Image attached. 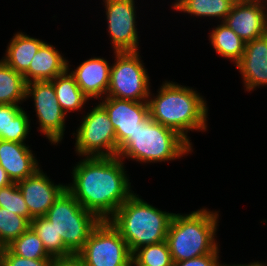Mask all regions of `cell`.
<instances>
[{
	"instance_id": "cell-17",
	"label": "cell",
	"mask_w": 267,
	"mask_h": 266,
	"mask_svg": "<svg viewBox=\"0 0 267 266\" xmlns=\"http://www.w3.org/2000/svg\"><path fill=\"white\" fill-rule=\"evenodd\" d=\"M0 165L13 183L32 176L38 169L37 159L26 143L0 139Z\"/></svg>"
},
{
	"instance_id": "cell-5",
	"label": "cell",
	"mask_w": 267,
	"mask_h": 266,
	"mask_svg": "<svg viewBox=\"0 0 267 266\" xmlns=\"http://www.w3.org/2000/svg\"><path fill=\"white\" fill-rule=\"evenodd\" d=\"M182 136L148 116L131 137L118 149L120 159L131 158L143 163L171 161L191 153Z\"/></svg>"
},
{
	"instance_id": "cell-23",
	"label": "cell",
	"mask_w": 267,
	"mask_h": 266,
	"mask_svg": "<svg viewBox=\"0 0 267 266\" xmlns=\"http://www.w3.org/2000/svg\"><path fill=\"white\" fill-rule=\"evenodd\" d=\"M177 11L200 17H218L225 20L237 0H175Z\"/></svg>"
},
{
	"instance_id": "cell-7",
	"label": "cell",
	"mask_w": 267,
	"mask_h": 266,
	"mask_svg": "<svg viewBox=\"0 0 267 266\" xmlns=\"http://www.w3.org/2000/svg\"><path fill=\"white\" fill-rule=\"evenodd\" d=\"M115 63L110 69V83L105 97L148 101L152 95L149 76L142 64L139 51L115 52Z\"/></svg>"
},
{
	"instance_id": "cell-2",
	"label": "cell",
	"mask_w": 267,
	"mask_h": 266,
	"mask_svg": "<svg viewBox=\"0 0 267 266\" xmlns=\"http://www.w3.org/2000/svg\"><path fill=\"white\" fill-rule=\"evenodd\" d=\"M152 97L147 101L150 118L176 131L191 146L188 131L207 130L208 107L194 89L165 81Z\"/></svg>"
},
{
	"instance_id": "cell-18",
	"label": "cell",
	"mask_w": 267,
	"mask_h": 266,
	"mask_svg": "<svg viewBox=\"0 0 267 266\" xmlns=\"http://www.w3.org/2000/svg\"><path fill=\"white\" fill-rule=\"evenodd\" d=\"M68 60L54 46L44 43L30 62L28 71L23 75L26 83L51 81L67 70Z\"/></svg>"
},
{
	"instance_id": "cell-33",
	"label": "cell",
	"mask_w": 267,
	"mask_h": 266,
	"mask_svg": "<svg viewBox=\"0 0 267 266\" xmlns=\"http://www.w3.org/2000/svg\"><path fill=\"white\" fill-rule=\"evenodd\" d=\"M13 182L9 178L5 169L0 165V188L7 187L11 185Z\"/></svg>"
},
{
	"instance_id": "cell-35",
	"label": "cell",
	"mask_w": 267,
	"mask_h": 266,
	"mask_svg": "<svg viewBox=\"0 0 267 266\" xmlns=\"http://www.w3.org/2000/svg\"><path fill=\"white\" fill-rule=\"evenodd\" d=\"M255 1H257L258 3H260L265 9L267 8L266 7L267 0H255Z\"/></svg>"
},
{
	"instance_id": "cell-3",
	"label": "cell",
	"mask_w": 267,
	"mask_h": 266,
	"mask_svg": "<svg viewBox=\"0 0 267 266\" xmlns=\"http://www.w3.org/2000/svg\"><path fill=\"white\" fill-rule=\"evenodd\" d=\"M173 214L159 210L133 193L108 221L133 254L138 248L165 241Z\"/></svg>"
},
{
	"instance_id": "cell-28",
	"label": "cell",
	"mask_w": 267,
	"mask_h": 266,
	"mask_svg": "<svg viewBox=\"0 0 267 266\" xmlns=\"http://www.w3.org/2000/svg\"><path fill=\"white\" fill-rule=\"evenodd\" d=\"M30 227L26 217L0 207V248L8 246Z\"/></svg>"
},
{
	"instance_id": "cell-25",
	"label": "cell",
	"mask_w": 267,
	"mask_h": 266,
	"mask_svg": "<svg viewBox=\"0 0 267 266\" xmlns=\"http://www.w3.org/2000/svg\"><path fill=\"white\" fill-rule=\"evenodd\" d=\"M30 227L41 239L46 252L53 258H68L74 254L64 245L60 235H57L53 223L43 217L33 218Z\"/></svg>"
},
{
	"instance_id": "cell-36",
	"label": "cell",
	"mask_w": 267,
	"mask_h": 266,
	"mask_svg": "<svg viewBox=\"0 0 267 266\" xmlns=\"http://www.w3.org/2000/svg\"><path fill=\"white\" fill-rule=\"evenodd\" d=\"M129 266H138L133 260H131V263Z\"/></svg>"
},
{
	"instance_id": "cell-37",
	"label": "cell",
	"mask_w": 267,
	"mask_h": 266,
	"mask_svg": "<svg viewBox=\"0 0 267 266\" xmlns=\"http://www.w3.org/2000/svg\"><path fill=\"white\" fill-rule=\"evenodd\" d=\"M259 266H267V265L259 262Z\"/></svg>"
},
{
	"instance_id": "cell-8",
	"label": "cell",
	"mask_w": 267,
	"mask_h": 266,
	"mask_svg": "<svg viewBox=\"0 0 267 266\" xmlns=\"http://www.w3.org/2000/svg\"><path fill=\"white\" fill-rule=\"evenodd\" d=\"M83 266H129L132 260L126 241L109 221H100L76 254Z\"/></svg>"
},
{
	"instance_id": "cell-22",
	"label": "cell",
	"mask_w": 267,
	"mask_h": 266,
	"mask_svg": "<svg viewBox=\"0 0 267 266\" xmlns=\"http://www.w3.org/2000/svg\"><path fill=\"white\" fill-rule=\"evenodd\" d=\"M209 36L212 47L219 55L235 64L241 59L246 43L224 22L217 25Z\"/></svg>"
},
{
	"instance_id": "cell-9",
	"label": "cell",
	"mask_w": 267,
	"mask_h": 266,
	"mask_svg": "<svg viewBox=\"0 0 267 266\" xmlns=\"http://www.w3.org/2000/svg\"><path fill=\"white\" fill-rule=\"evenodd\" d=\"M76 130L75 151L83 157L117 156L116 134L105 108L98 104Z\"/></svg>"
},
{
	"instance_id": "cell-26",
	"label": "cell",
	"mask_w": 267,
	"mask_h": 266,
	"mask_svg": "<svg viewBox=\"0 0 267 266\" xmlns=\"http://www.w3.org/2000/svg\"><path fill=\"white\" fill-rule=\"evenodd\" d=\"M6 247L13 254L22 258L30 260H54V258L46 252L41 239L31 227Z\"/></svg>"
},
{
	"instance_id": "cell-24",
	"label": "cell",
	"mask_w": 267,
	"mask_h": 266,
	"mask_svg": "<svg viewBox=\"0 0 267 266\" xmlns=\"http://www.w3.org/2000/svg\"><path fill=\"white\" fill-rule=\"evenodd\" d=\"M26 84L22 74L0 60V104L18 105L26 101Z\"/></svg>"
},
{
	"instance_id": "cell-15",
	"label": "cell",
	"mask_w": 267,
	"mask_h": 266,
	"mask_svg": "<svg viewBox=\"0 0 267 266\" xmlns=\"http://www.w3.org/2000/svg\"><path fill=\"white\" fill-rule=\"evenodd\" d=\"M236 67L247 91L267 85V34L246 43Z\"/></svg>"
},
{
	"instance_id": "cell-31",
	"label": "cell",
	"mask_w": 267,
	"mask_h": 266,
	"mask_svg": "<svg viewBox=\"0 0 267 266\" xmlns=\"http://www.w3.org/2000/svg\"><path fill=\"white\" fill-rule=\"evenodd\" d=\"M219 253L205 254L189 260L173 263V266H223L219 261Z\"/></svg>"
},
{
	"instance_id": "cell-21",
	"label": "cell",
	"mask_w": 267,
	"mask_h": 266,
	"mask_svg": "<svg viewBox=\"0 0 267 266\" xmlns=\"http://www.w3.org/2000/svg\"><path fill=\"white\" fill-rule=\"evenodd\" d=\"M69 63L67 70L51 80L56 98L62 110L66 113L82 109L87 100H89L81 91L75 78L69 73Z\"/></svg>"
},
{
	"instance_id": "cell-27",
	"label": "cell",
	"mask_w": 267,
	"mask_h": 266,
	"mask_svg": "<svg viewBox=\"0 0 267 266\" xmlns=\"http://www.w3.org/2000/svg\"><path fill=\"white\" fill-rule=\"evenodd\" d=\"M138 266H173V259L167 241L138 248L132 254Z\"/></svg>"
},
{
	"instance_id": "cell-14",
	"label": "cell",
	"mask_w": 267,
	"mask_h": 266,
	"mask_svg": "<svg viewBox=\"0 0 267 266\" xmlns=\"http://www.w3.org/2000/svg\"><path fill=\"white\" fill-rule=\"evenodd\" d=\"M50 180L39 168L32 176L17 182L30 213V222L33 218L45 216L66 189V185H54Z\"/></svg>"
},
{
	"instance_id": "cell-34",
	"label": "cell",
	"mask_w": 267,
	"mask_h": 266,
	"mask_svg": "<svg viewBox=\"0 0 267 266\" xmlns=\"http://www.w3.org/2000/svg\"><path fill=\"white\" fill-rule=\"evenodd\" d=\"M223 266H232V265H228V264H223ZM233 266H259V261H257V262H251V263H248V264H238V265H236V264H234Z\"/></svg>"
},
{
	"instance_id": "cell-30",
	"label": "cell",
	"mask_w": 267,
	"mask_h": 266,
	"mask_svg": "<svg viewBox=\"0 0 267 266\" xmlns=\"http://www.w3.org/2000/svg\"><path fill=\"white\" fill-rule=\"evenodd\" d=\"M53 261L30 260L13 254L7 247L0 248V266H52Z\"/></svg>"
},
{
	"instance_id": "cell-10",
	"label": "cell",
	"mask_w": 267,
	"mask_h": 266,
	"mask_svg": "<svg viewBox=\"0 0 267 266\" xmlns=\"http://www.w3.org/2000/svg\"><path fill=\"white\" fill-rule=\"evenodd\" d=\"M25 97L34 100L39 130L52 144H58L63 139L66 114L58 103L52 82H28Z\"/></svg>"
},
{
	"instance_id": "cell-20",
	"label": "cell",
	"mask_w": 267,
	"mask_h": 266,
	"mask_svg": "<svg viewBox=\"0 0 267 266\" xmlns=\"http://www.w3.org/2000/svg\"><path fill=\"white\" fill-rule=\"evenodd\" d=\"M30 120L19 105L0 104V139L24 143L29 134Z\"/></svg>"
},
{
	"instance_id": "cell-19",
	"label": "cell",
	"mask_w": 267,
	"mask_h": 266,
	"mask_svg": "<svg viewBox=\"0 0 267 266\" xmlns=\"http://www.w3.org/2000/svg\"><path fill=\"white\" fill-rule=\"evenodd\" d=\"M44 43L42 40L18 32L10 41L2 60L17 73L24 75L34 55Z\"/></svg>"
},
{
	"instance_id": "cell-11",
	"label": "cell",
	"mask_w": 267,
	"mask_h": 266,
	"mask_svg": "<svg viewBox=\"0 0 267 266\" xmlns=\"http://www.w3.org/2000/svg\"><path fill=\"white\" fill-rule=\"evenodd\" d=\"M108 33L115 52L138 51L134 0H104Z\"/></svg>"
},
{
	"instance_id": "cell-13",
	"label": "cell",
	"mask_w": 267,
	"mask_h": 266,
	"mask_svg": "<svg viewBox=\"0 0 267 266\" xmlns=\"http://www.w3.org/2000/svg\"><path fill=\"white\" fill-rule=\"evenodd\" d=\"M223 22L245 43L267 34V12L255 0H237Z\"/></svg>"
},
{
	"instance_id": "cell-29",
	"label": "cell",
	"mask_w": 267,
	"mask_h": 266,
	"mask_svg": "<svg viewBox=\"0 0 267 266\" xmlns=\"http://www.w3.org/2000/svg\"><path fill=\"white\" fill-rule=\"evenodd\" d=\"M0 207L6 208L19 216L26 217L30 221L27 204L17 183L0 188Z\"/></svg>"
},
{
	"instance_id": "cell-6",
	"label": "cell",
	"mask_w": 267,
	"mask_h": 266,
	"mask_svg": "<svg viewBox=\"0 0 267 266\" xmlns=\"http://www.w3.org/2000/svg\"><path fill=\"white\" fill-rule=\"evenodd\" d=\"M51 223L64 245L76 255L85 245L92 230L100 220L84 209L65 189L44 216Z\"/></svg>"
},
{
	"instance_id": "cell-16",
	"label": "cell",
	"mask_w": 267,
	"mask_h": 266,
	"mask_svg": "<svg viewBox=\"0 0 267 266\" xmlns=\"http://www.w3.org/2000/svg\"><path fill=\"white\" fill-rule=\"evenodd\" d=\"M110 69L111 65L109 66L107 60L94 57L82 62L74 71L69 72L88 99H102V95H107Z\"/></svg>"
},
{
	"instance_id": "cell-4",
	"label": "cell",
	"mask_w": 267,
	"mask_h": 266,
	"mask_svg": "<svg viewBox=\"0 0 267 266\" xmlns=\"http://www.w3.org/2000/svg\"><path fill=\"white\" fill-rule=\"evenodd\" d=\"M218 213L198 209L191 214H173L166 241L173 262H181L210 253H219L216 237Z\"/></svg>"
},
{
	"instance_id": "cell-1",
	"label": "cell",
	"mask_w": 267,
	"mask_h": 266,
	"mask_svg": "<svg viewBox=\"0 0 267 266\" xmlns=\"http://www.w3.org/2000/svg\"><path fill=\"white\" fill-rule=\"evenodd\" d=\"M123 164L118 156L85 157L74 166L66 189L84 209L108 221L134 193Z\"/></svg>"
},
{
	"instance_id": "cell-12",
	"label": "cell",
	"mask_w": 267,
	"mask_h": 266,
	"mask_svg": "<svg viewBox=\"0 0 267 266\" xmlns=\"http://www.w3.org/2000/svg\"><path fill=\"white\" fill-rule=\"evenodd\" d=\"M100 104L105 108L116 134L118 149L133 135L149 116L148 102L105 97Z\"/></svg>"
},
{
	"instance_id": "cell-32",
	"label": "cell",
	"mask_w": 267,
	"mask_h": 266,
	"mask_svg": "<svg viewBox=\"0 0 267 266\" xmlns=\"http://www.w3.org/2000/svg\"><path fill=\"white\" fill-rule=\"evenodd\" d=\"M52 266H83L81 260L73 255L68 258H54Z\"/></svg>"
}]
</instances>
